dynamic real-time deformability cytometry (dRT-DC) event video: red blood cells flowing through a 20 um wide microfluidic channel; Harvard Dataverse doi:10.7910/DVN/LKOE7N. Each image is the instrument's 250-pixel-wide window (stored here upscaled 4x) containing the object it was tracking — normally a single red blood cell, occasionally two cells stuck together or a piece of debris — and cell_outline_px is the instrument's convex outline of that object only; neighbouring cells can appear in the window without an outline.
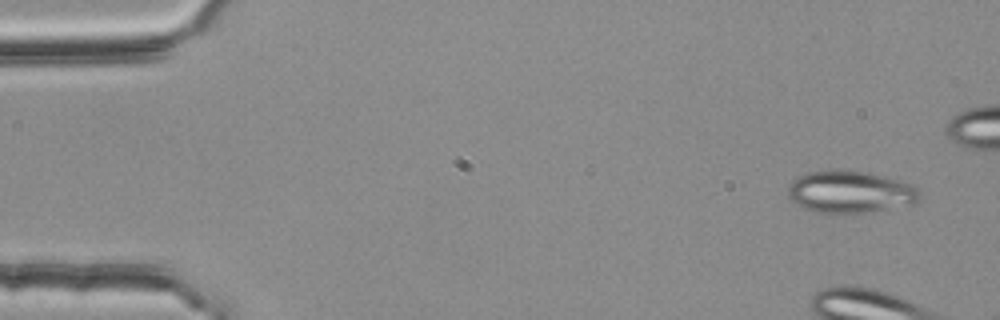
{"species": "common noctule bat (a hibernating species)", "species_latin": "Nyctalus noctula", "temperature_condition": "room temperature", "stored_images_in_passage": 3, "camera_frame_rate_fps": 3000, "um_per_image_px": 0.085, "animal": {"sex": "female", "body_mass_g": 25.1}, "frame": {"image": 1, "passage_image": 3, "time_ms": 0.667, "image_size_px": [1000, 320], "cell_outline_px": [[920, 196], [912, 204], [868, 212], [816, 212], [804, 208], [796, 204], [788, 196], [788, 184], [800, 176], [808, 172], [864, 172], [884, 176], [912, 184], [920, 192]], "centroid_in_image_um": [72.27, 16.33], "position_along_channel_um": 12.7, "area_um2": 31.33}}